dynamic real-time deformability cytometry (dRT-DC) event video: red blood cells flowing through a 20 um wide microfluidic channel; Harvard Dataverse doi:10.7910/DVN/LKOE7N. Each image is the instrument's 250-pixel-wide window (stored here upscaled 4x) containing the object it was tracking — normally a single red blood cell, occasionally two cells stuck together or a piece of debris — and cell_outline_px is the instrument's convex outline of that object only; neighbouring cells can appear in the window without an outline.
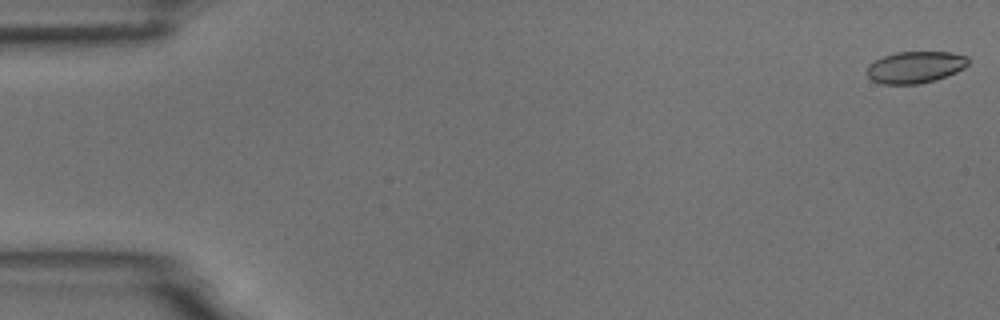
{"species": "common noctule bat (a hibernating species)", "species_latin": "Nyctalus noctula", "temperature_condition": "room temperature", "stored_images_in_passage": 54, "camera_frame_rate_fps": 3000, "um_per_image_px": 0.085, "animal": {"sex": "male", "body_mass_g": 18.8}, "frame": {"image": 1, "passage_image": 1, "time_ms": 0.0, "image_size_px": [1000, 320], "cell_outline_px": [[968, 64], [964, 68], [956, 72], [936, 80], [920, 84], [880, 84], [872, 80], [868, 76], [868, 64], [884, 56], [896, 52], [952, 52], [968, 56]], "centroid_in_image_um": [77.81, 5.71], "position_along_channel_um": 7.2, "area_um2": 18.79}}
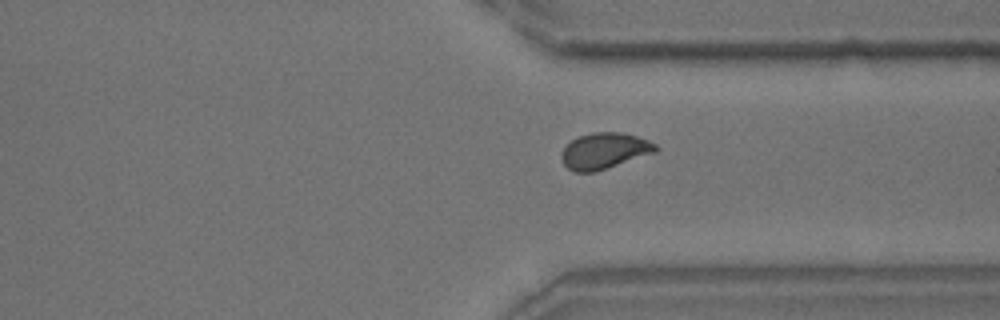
{"frame": {"image": 2, "passage_image": 41, "time_ms": 13.333, "image_size_px": [1000, 320], "cell_outline_px": [[660, 148], [656, 152], [596, 172], [572, 172], [564, 164], [560, 156], [564, 148], [572, 140], [580, 136], [592, 132], [624, 132], [648, 140], [656, 144]], "centroid_in_image_um": [51.39, 12.83], "position_along_channel_um": 360.0, "area_um2": 19.88}}
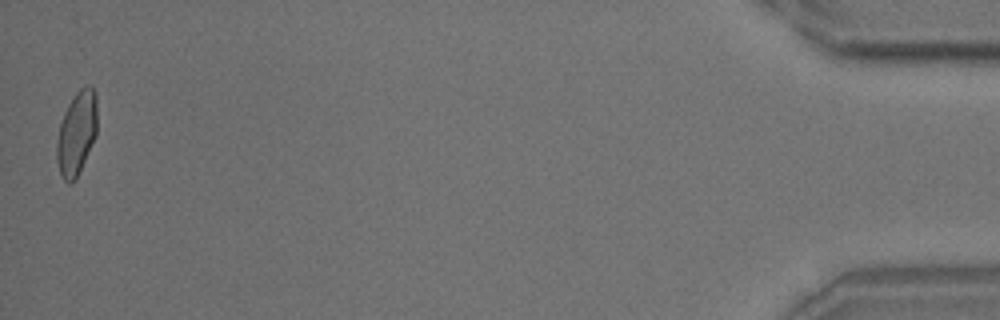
{"frame": {"image": 3, "passage_image": 54, "time_ms": 17.667, "image_size_px": [1000, 320], "cell_outline_px": [[96, 136], [76, 180], [68, 184], [60, 176], [56, 160], [56, 144], [60, 124], [64, 112], [68, 104], [76, 92], [84, 84], [88, 84], [96, 92]], "centroid_in_image_um": [6.5, 11.34], "position_along_channel_um": 428.7, "area_um2": 19.94}, "authors_computed_cell_mechanics": {"area_um2": 19.652, "velocity_mm_per_s": 3.7126, "shape_relaxation_time_tau1_ms": 4.5097, "shape_relaxation_time_tau2_ms": null, "deformation_change_tau1": 0.1275, "deformation_change_tau2": null}}